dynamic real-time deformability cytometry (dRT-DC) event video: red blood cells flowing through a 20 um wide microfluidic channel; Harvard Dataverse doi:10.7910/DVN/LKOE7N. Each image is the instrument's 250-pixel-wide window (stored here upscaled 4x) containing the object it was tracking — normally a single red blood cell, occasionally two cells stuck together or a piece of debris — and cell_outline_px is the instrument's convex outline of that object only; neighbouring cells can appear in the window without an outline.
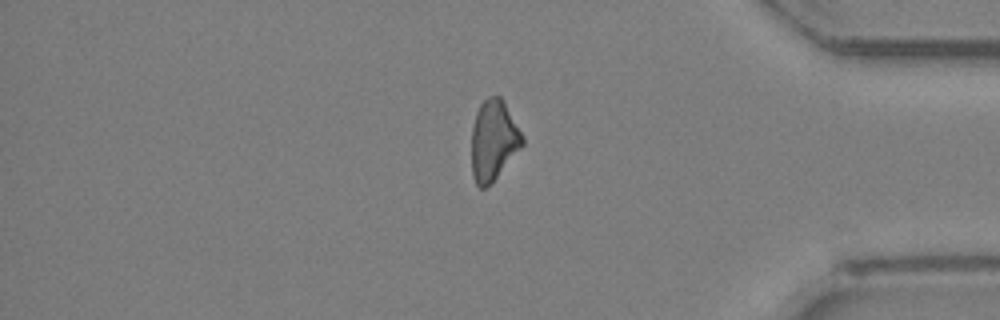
{"species": "Egyptian fruit bat (a non-hibernating species)", "species_latin": "Rousettus aegyptiacus", "temperature_condition": "room temperature", "stored_images_in_passage": 24, "camera_frame_rate_fps": 3000, "um_per_image_px": 0.085, "animal": {"sex": "female"}, "frame": {"image": 1, "passage_image": 24, "time_ms": 7.667, "image_size_px": [1000, 320], "cell_outline_px": [[524, 144], [496, 176], [484, 188], [480, 188], [476, 184], [472, 176], [472, 128], [476, 112], [480, 104], [488, 96], [500, 96], [504, 100], [524, 136]], "centroid_in_image_um": [41.95, 11.88], "position_along_channel_um": 393.3, "area_um2": 23.58}}